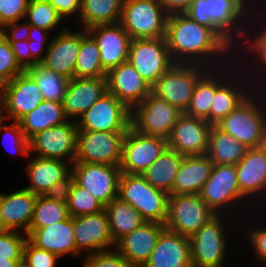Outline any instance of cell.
Instances as JSON below:
<instances>
[{
  "label": "cell",
  "instance_id": "c3c4849f",
  "mask_svg": "<svg viewBox=\"0 0 266 267\" xmlns=\"http://www.w3.org/2000/svg\"><path fill=\"white\" fill-rule=\"evenodd\" d=\"M23 72L24 70L16 61L11 44L0 33V73L12 80Z\"/></svg>",
  "mask_w": 266,
  "mask_h": 267
},
{
  "label": "cell",
  "instance_id": "d590c367",
  "mask_svg": "<svg viewBox=\"0 0 266 267\" xmlns=\"http://www.w3.org/2000/svg\"><path fill=\"white\" fill-rule=\"evenodd\" d=\"M124 0H81L79 20L83 29L121 21Z\"/></svg>",
  "mask_w": 266,
  "mask_h": 267
},
{
  "label": "cell",
  "instance_id": "7a4b0ae2",
  "mask_svg": "<svg viewBox=\"0 0 266 267\" xmlns=\"http://www.w3.org/2000/svg\"><path fill=\"white\" fill-rule=\"evenodd\" d=\"M252 7L254 6L247 0H194L185 14L196 22L212 28L233 50L235 49V54L241 57V54L237 53V50H240L239 45L236 44L238 40L240 44L244 43L241 42L246 32L243 25L248 24L249 19L253 21L252 14L257 15V7Z\"/></svg>",
  "mask_w": 266,
  "mask_h": 267
},
{
  "label": "cell",
  "instance_id": "44dd1931",
  "mask_svg": "<svg viewBox=\"0 0 266 267\" xmlns=\"http://www.w3.org/2000/svg\"><path fill=\"white\" fill-rule=\"evenodd\" d=\"M87 32L97 42L101 65L106 72L128 61L132 39L120 23L95 25Z\"/></svg>",
  "mask_w": 266,
  "mask_h": 267
},
{
  "label": "cell",
  "instance_id": "f907efd6",
  "mask_svg": "<svg viewBox=\"0 0 266 267\" xmlns=\"http://www.w3.org/2000/svg\"><path fill=\"white\" fill-rule=\"evenodd\" d=\"M74 183V174L70 171L65 177L49 187L44 196L51 200L66 203L71 194V189Z\"/></svg>",
  "mask_w": 266,
  "mask_h": 267
},
{
  "label": "cell",
  "instance_id": "7bdbcfd3",
  "mask_svg": "<svg viewBox=\"0 0 266 267\" xmlns=\"http://www.w3.org/2000/svg\"><path fill=\"white\" fill-rule=\"evenodd\" d=\"M27 240V234L21 230L0 232V258L23 261V251Z\"/></svg>",
  "mask_w": 266,
  "mask_h": 267
},
{
  "label": "cell",
  "instance_id": "9f6ffc18",
  "mask_svg": "<svg viewBox=\"0 0 266 267\" xmlns=\"http://www.w3.org/2000/svg\"><path fill=\"white\" fill-rule=\"evenodd\" d=\"M54 8L57 10L58 14L64 18H71L75 14L80 13L81 0H48Z\"/></svg>",
  "mask_w": 266,
  "mask_h": 267
},
{
  "label": "cell",
  "instance_id": "cb8c5ba5",
  "mask_svg": "<svg viewBox=\"0 0 266 267\" xmlns=\"http://www.w3.org/2000/svg\"><path fill=\"white\" fill-rule=\"evenodd\" d=\"M236 169L239 190L248 203L260 195L266 198V145L248 148Z\"/></svg>",
  "mask_w": 266,
  "mask_h": 267
},
{
  "label": "cell",
  "instance_id": "8992f818",
  "mask_svg": "<svg viewBox=\"0 0 266 267\" xmlns=\"http://www.w3.org/2000/svg\"><path fill=\"white\" fill-rule=\"evenodd\" d=\"M199 64L175 63L152 87L151 92L185 113L198 80L208 71Z\"/></svg>",
  "mask_w": 266,
  "mask_h": 267
},
{
  "label": "cell",
  "instance_id": "83f0119b",
  "mask_svg": "<svg viewBox=\"0 0 266 267\" xmlns=\"http://www.w3.org/2000/svg\"><path fill=\"white\" fill-rule=\"evenodd\" d=\"M37 195L28 189H19L10 194L2 193V223L5 230L28 234L33 217ZM24 228V229H23Z\"/></svg>",
  "mask_w": 266,
  "mask_h": 267
},
{
  "label": "cell",
  "instance_id": "f5cc1de1",
  "mask_svg": "<svg viewBox=\"0 0 266 267\" xmlns=\"http://www.w3.org/2000/svg\"><path fill=\"white\" fill-rule=\"evenodd\" d=\"M9 43L11 44L17 63L24 71H27L29 68L38 64L31 57L30 46L28 45L29 40Z\"/></svg>",
  "mask_w": 266,
  "mask_h": 267
},
{
  "label": "cell",
  "instance_id": "f546056e",
  "mask_svg": "<svg viewBox=\"0 0 266 267\" xmlns=\"http://www.w3.org/2000/svg\"><path fill=\"white\" fill-rule=\"evenodd\" d=\"M213 165L207 155L183 157L174 179L173 194H200Z\"/></svg>",
  "mask_w": 266,
  "mask_h": 267
},
{
  "label": "cell",
  "instance_id": "6da1fadb",
  "mask_svg": "<svg viewBox=\"0 0 266 267\" xmlns=\"http://www.w3.org/2000/svg\"><path fill=\"white\" fill-rule=\"evenodd\" d=\"M165 39L175 63L199 64L214 69L228 66L226 61L234 58L230 52L235 50L212 28L196 22L185 13L168 16Z\"/></svg>",
  "mask_w": 266,
  "mask_h": 267
},
{
  "label": "cell",
  "instance_id": "52a82bcc",
  "mask_svg": "<svg viewBox=\"0 0 266 267\" xmlns=\"http://www.w3.org/2000/svg\"><path fill=\"white\" fill-rule=\"evenodd\" d=\"M127 62L151 87L175 64L165 37L132 39Z\"/></svg>",
  "mask_w": 266,
  "mask_h": 267
},
{
  "label": "cell",
  "instance_id": "680465c9",
  "mask_svg": "<svg viewBox=\"0 0 266 267\" xmlns=\"http://www.w3.org/2000/svg\"><path fill=\"white\" fill-rule=\"evenodd\" d=\"M9 84L10 79L6 75L0 73V103H2L6 96V92L9 89Z\"/></svg>",
  "mask_w": 266,
  "mask_h": 267
},
{
  "label": "cell",
  "instance_id": "ab89813d",
  "mask_svg": "<svg viewBox=\"0 0 266 267\" xmlns=\"http://www.w3.org/2000/svg\"><path fill=\"white\" fill-rule=\"evenodd\" d=\"M66 203L37 195L30 230H36L69 218Z\"/></svg>",
  "mask_w": 266,
  "mask_h": 267
},
{
  "label": "cell",
  "instance_id": "7402d4cb",
  "mask_svg": "<svg viewBox=\"0 0 266 267\" xmlns=\"http://www.w3.org/2000/svg\"><path fill=\"white\" fill-rule=\"evenodd\" d=\"M42 101L44 99L35 80L24 71L10 80L9 89L2 101V117L5 120L18 121L38 107Z\"/></svg>",
  "mask_w": 266,
  "mask_h": 267
},
{
  "label": "cell",
  "instance_id": "94428289",
  "mask_svg": "<svg viewBox=\"0 0 266 267\" xmlns=\"http://www.w3.org/2000/svg\"><path fill=\"white\" fill-rule=\"evenodd\" d=\"M1 207H2V193L0 194V232H3L5 231V229L2 223Z\"/></svg>",
  "mask_w": 266,
  "mask_h": 267
},
{
  "label": "cell",
  "instance_id": "2e32d148",
  "mask_svg": "<svg viewBox=\"0 0 266 267\" xmlns=\"http://www.w3.org/2000/svg\"><path fill=\"white\" fill-rule=\"evenodd\" d=\"M71 167L75 182L104 206L118 197L122 174L119 165L73 163Z\"/></svg>",
  "mask_w": 266,
  "mask_h": 267
},
{
  "label": "cell",
  "instance_id": "11a10c76",
  "mask_svg": "<svg viewBox=\"0 0 266 267\" xmlns=\"http://www.w3.org/2000/svg\"><path fill=\"white\" fill-rule=\"evenodd\" d=\"M29 31H30V24L24 22L22 25L19 24V21L7 24L3 28H1V33L8 42H18V41L28 40Z\"/></svg>",
  "mask_w": 266,
  "mask_h": 267
},
{
  "label": "cell",
  "instance_id": "3957f363",
  "mask_svg": "<svg viewBox=\"0 0 266 267\" xmlns=\"http://www.w3.org/2000/svg\"><path fill=\"white\" fill-rule=\"evenodd\" d=\"M254 89L253 93L216 125L247 148L266 145V99H263L266 95L260 98L255 92L256 98Z\"/></svg>",
  "mask_w": 266,
  "mask_h": 267
},
{
  "label": "cell",
  "instance_id": "7c38bea8",
  "mask_svg": "<svg viewBox=\"0 0 266 267\" xmlns=\"http://www.w3.org/2000/svg\"><path fill=\"white\" fill-rule=\"evenodd\" d=\"M125 134L78 130L74 163L120 165Z\"/></svg>",
  "mask_w": 266,
  "mask_h": 267
},
{
  "label": "cell",
  "instance_id": "ac0fdd59",
  "mask_svg": "<svg viewBox=\"0 0 266 267\" xmlns=\"http://www.w3.org/2000/svg\"><path fill=\"white\" fill-rule=\"evenodd\" d=\"M74 238L77 257L82 255L84 250L86 256V253L88 255L115 247L105 210L96 214L74 217ZM88 250L90 252H87Z\"/></svg>",
  "mask_w": 266,
  "mask_h": 267
},
{
  "label": "cell",
  "instance_id": "8d00e7d4",
  "mask_svg": "<svg viewBox=\"0 0 266 267\" xmlns=\"http://www.w3.org/2000/svg\"><path fill=\"white\" fill-rule=\"evenodd\" d=\"M248 148L230 134L212 126L209 136L207 156L216 165H236L245 155Z\"/></svg>",
  "mask_w": 266,
  "mask_h": 267
},
{
  "label": "cell",
  "instance_id": "5bb4252c",
  "mask_svg": "<svg viewBox=\"0 0 266 267\" xmlns=\"http://www.w3.org/2000/svg\"><path fill=\"white\" fill-rule=\"evenodd\" d=\"M167 148V139L142 134L130 126L123 140L121 173L142 174Z\"/></svg>",
  "mask_w": 266,
  "mask_h": 267
},
{
  "label": "cell",
  "instance_id": "6125c7cd",
  "mask_svg": "<svg viewBox=\"0 0 266 267\" xmlns=\"http://www.w3.org/2000/svg\"><path fill=\"white\" fill-rule=\"evenodd\" d=\"M15 267H27V265L22 261L18 263Z\"/></svg>",
  "mask_w": 266,
  "mask_h": 267
},
{
  "label": "cell",
  "instance_id": "5b68a950",
  "mask_svg": "<svg viewBox=\"0 0 266 267\" xmlns=\"http://www.w3.org/2000/svg\"><path fill=\"white\" fill-rule=\"evenodd\" d=\"M168 16L159 0H124L120 24L131 39L164 38Z\"/></svg>",
  "mask_w": 266,
  "mask_h": 267
},
{
  "label": "cell",
  "instance_id": "d4e9b609",
  "mask_svg": "<svg viewBox=\"0 0 266 267\" xmlns=\"http://www.w3.org/2000/svg\"><path fill=\"white\" fill-rule=\"evenodd\" d=\"M165 224L146 222L121 238L115 249L133 266L144 267L150 259Z\"/></svg>",
  "mask_w": 266,
  "mask_h": 267
},
{
  "label": "cell",
  "instance_id": "4dcf8cb0",
  "mask_svg": "<svg viewBox=\"0 0 266 267\" xmlns=\"http://www.w3.org/2000/svg\"><path fill=\"white\" fill-rule=\"evenodd\" d=\"M67 161L33 157L26 164V173L30 184L25 189L36 195H44L57 181L65 177L71 170Z\"/></svg>",
  "mask_w": 266,
  "mask_h": 267
},
{
  "label": "cell",
  "instance_id": "484cf974",
  "mask_svg": "<svg viewBox=\"0 0 266 267\" xmlns=\"http://www.w3.org/2000/svg\"><path fill=\"white\" fill-rule=\"evenodd\" d=\"M144 267H193L189 237L164 228Z\"/></svg>",
  "mask_w": 266,
  "mask_h": 267
},
{
  "label": "cell",
  "instance_id": "4316f807",
  "mask_svg": "<svg viewBox=\"0 0 266 267\" xmlns=\"http://www.w3.org/2000/svg\"><path fill=\"white\" fill-rule=\"evenodd\" d=\"M27 236L33 245L57 255L59 258L66 254L77 256L74 217L36 230H29Z\"/></svg>",
  "mask_w": 266,
  "mask_h": 267
},
{
  "label": "cell",
  "instance_id": "91938a15",
  "mask_svg": "<svg viewBox=\"0 0 266 267\" xmlns=\"http://www.w3.org/2000/svg\"><path fill=\"white\" fill-rule=\"evenodd\" d=\"M22 261H13L7 258H0V267H15Z\"/></svg>",
  "mask_w": 266,
  "mask_h": 267
},
{
  "label": "cell",
  "instance_id": "d6986e66",
  "mask_svg": "<svg viewBox=\"0 0 266 267\" xmlns=\"http://www.w3.org/2000/svg\"><path fill=\"white\" fill-rule=\"evenodd\" d=\"M47 43L43 66L61 74L67 79L74 78L75 65L80 50L81 30L64 28Z\"/></svg>",
  "mask_w": 266,
  "mask_h": 267
},
{
  "label": "cell",
  "instance_id": "d6a6232c",
  "mask_svg": "<svg viewBox=\"0 0 266 267\" xmlns=\"http://www.w3.org/2000/svg\"><path fill=\"white\" fill-rule=\"evenodd\" d=\"M63 103L42 101L33 111L18 120L20 127L29 140L36 133L67 122Z\"/></svg>",
  "mask_w": 266,
  "mask_h": 267
},
{
  "label": "cell",
  "instance_id": "1f68e13d",
  "mask_svg": "<svg viewBox=\"0 0 266 267\" xmlns=\"http://www.w3.org/2000/svg\"><path fill=\"white\" fill-rule=\"evenodd\" d=\"M236 72L240 71H235V75L233 77L230 76L216 90L212 106L210 108L211 125H217L223 118L228 116L236 107H238L251 94V92H253L252 90L250 91V89L253 88V85L247 87L248 84L246 81L242 80L244 77L240 79V75H238L237 79L240 80V83L241 81L245 83H238L239 81L235 77L237 76Z\"/></svg>",
  "mask_w": 266,
  "mask_h": 267
},
{
  "label": "cell",
  "instance_id": "4fadbf2b",
  "mask_svg": "<svg viewBox=\"0 0 266 267\" xmlns=\"http://www.w3.org/2000/svg\"><path fill=\"white\" fill-rule=\"evenodd\" d=\"M200 196L217 215L223 214L222 210H230L229 208H232L231 211L235 207L240 209L238 205L246 203L247 199L239 190L236 165L214 164Z\"/></svg>",
  "mask_w": 266,
  "mask_h": 267
},
{
  "label": "cell",
  "instance_id": "816d5d0a",
  "mask_svg": "<svg viewBox=\"0 0 266 267\" xmlns=\"http://www.w3.org/2000/svg\"><path fill=\"white\" fill-rule=\"evenodd\" d=\"M48 34L49 31L30 25V31L28 34V45L30 46L31 57L37 63H41L45 58V55H42L41 52L43 50L45 41L48 40Z\"/></svg>",
  "mask_w": 266,
  "mask_h": 267
},
{
  "label": "cell",
  "instance_id": "7dc6e473",
  "mask_svg": "<svg viewBox=\"0 0 266 267\" xmlns=\"http://www.w3.org/2000/svg\"><path fill=\"white\" fill-rule=\"evenodd\" d=\"M30 0H0V29L25 18Z\"/></svg>",
  "mask_w": 266,
  "mask_h": 267
},
{
  "label": "cell",
  "instance_id": "60d3db41",
  "mask_svg": "<svg viewBox=\"0 0 266 267\" xmlns=\"http://www.w3.org/2000/svg\"><path fill=\"white\" fill-rule=\"evenodd\" d=\"M24 19L30 25L49 32L63 20L48 0H30Z\"/></svg>",
  "mask_w": 266,
  "mask_h": 267
},
{
  "label": "cell",
  "instance_id": "30bf717a",
  "mask_svg": "<svg viewBox=\"0 0 266 267\" xmlns=\"http://www.w3.org/2000/svg\"><path fill=\"white\" fill-rule=\"evenodd\" d=\"M78 124L75 120L45 129L29 139V155L75 162ZM67 158V159H66Z\"/></svg>",
  "mask_w": 266,
  "mask_h": 267
},
{
  "label": "cell",
  "instance_id": "ba28073f",
  "mask_svg": "<svg viewBox=\"0 0 266 267\" xmlns=\"http://www.w3.org/2000/svg\"><path fill=\"white\" fill-rule=\"evenodd\" d=\"M216 215L200 194H170L165 228L190 237Z\"/></svg>",
  "mask_w": 266,
  "mask_h": 267
},
{
  "label": "cell",
  "instance_id": "277c9868",
  "mask_svg": "<svg viewBox=\"0 0 266 267\" xmlns=\"http://www.w3.org/2000/svg\"><path fill=\"white\" fill-rule=\"evenodd\" d=\"M118 197L134 207L147 222L166 223L169 194L153 187L142 174L122 173Z\"/></svg>",
  "mask_w": 266,
  "mask_h": 267
},
{
  "label": "cell",
  "instance_id": "e0dca14e",
  "mask_svg": "<svg viewBox=\"0 0 266 267\" xmlns=\"http://www.w3.org/2000/svg\"><path fill=\"white\" fill-rule=\"evenodd\" d=\"M212 126L205 119L183 113L167 139L168 148L184 157L206 155Z\"/></svg>",
  "mask_w": 266,
  "mask_h": 267
},
{
  "label": "cell",
  "instance_id": "836d02e7",
  "mask_svg": "<svg viewBox=\"0 0 266 267\" xmlns=\"http://www.w3.org/2000/svg\"><path fill=\"white\" fill-rule=\"evenodd\" d=\"M105 212L115 245L121 238L147 222L134 207L120 197L114 198L107 204Z\"/></svg>",
  "mask_w": 266,
  "mask_h": 267
},
{
  "label": "cell",
  "instance_id": "e575fe53",
  "mask_svg": "<svg viewBox=\"0 0 266 267\" xmlns=\"http://www.w3.org/2000/svg\"><path fill=\"white\" fill-rule=\"evenodd\" d=\"M184 156L167 148L143 173L145 179L155 188L173 194L175 176Z\"/></svg>",
  "mask_w": 266,
  "mask_h": 267
},
{
  "label": "cell",
  "instance_id": "be15d7a7",
  "mask_svg": "<svg viewBox=\"0 0 266 267\" xmlns=\"http://www.w3.org/2000/svg\"><path fill=\"white\" fill-rule=\"evenodd\" d=\"M3 119L2 117V103H0V121Z\"/></svg>",
  "mask_w": 266,
  "mask_h": 267
},
{
  "label": "cell",
  "instance_id": "e7e4bbea",
  "mask_svg": "<svg viewBox=\"0 0 266 267\" xmlns=\"http://www.w3.org/2000/svg\"><path fill=\"white\" fill-rule=\"evenodd\" d=\"M250 4H251V6H252V3H253V1L252 0H247Z\"/></svg>",
  "mask_w": 266,
  "mask_h": 267
},
{
  "label": "cell",
  "instance_id": "9c48e42d",
  "mask_svg": "<svg viewBox=\"0 0 266 267\" xmlns=\"http://www.w3.org/2000/svg\"><path fill=\"white\" fill-rule=\"evenodd\" d=\"M182 114L177 107L151 92L131 111V126L142 134L168 139Z\"/></svg>",
  "mask_w": 266,
  "mask_h": 267
},
{
  "label": "cell",
  "instance_id": "f35d334b",
  "mask_svg": "<svg viewBox=\"0 0 266 267\" xmlns=\"http://www.w3.org/2000/svg\"><path fill=\"white\" fill-rule=\"evenodd\" d=\"M36 82L44 100L63 102L69 79L57 74L41 63L26 71Z\"/></svg>",
  "mask_w": 266,
  "mask_h": 267
},
{
  "label": "cell",
  "instance_id": "ffe728a7",
  "mask_svg": "<svg viewBox=\"0 0 266 267\" xmlns=\"http://www.w3.org/2000/svg\"><path fill=\"white\" fill-rule=\"evenodd\" d=\"M107 91L113 94L130 111L150 93L151 86L129 62L110 69L106 74Z\"/></svg>",
  "mask_w": 266,
  "mask_h": 267
},
{
  "label": "cell",
  "instance_id": "db71d44e",
  "mask_svg": "<svg viewBox=\"0 0 266 267\" xmlns=\"http://www.w3.org/2000/svg\"><path fill=\"white\" fill-rule=\"evenodd\" d=\"M248 233V238L251 240V244L253 245V250L255 253L256 259L261 262L266 263V228H256L251 229Z\"/></svg>",
  "mask_w": 266,
  "mask_h": 267
},
{
  "label": "cell",
  "instance_id": "bcb514c9",
  "mask_svg": "<svg viewBox=\"0 0 266 267\" xmlns=\"http://www.w3.org/2000/svg\"><path fill=\"white\" fill-rule=\"evenodd\" d=\"M58 259L60 258L57 255L36 247L29 240L26 241L23 262L27 267H55Z\"/></svg>",
  "mask_w": 266,
  "mask_h": 267
},
{
  "label": "cell",
  "instance_id": "8fae6325",
  "mask_svg": "<svg viewBox=\"0 0 266 267\" xmlns=\"http://www.w3.org/2000/svg\"><path fill=\"white\" fill-rule=\"evenodd\" d=\"M223 218L216 215L189 237L193 267H223L228 247Z\"/></svg>",
  "mask_w": 266,
  "mask_h": 267
},
{
  "label": "cell",
  "instance_id": "9a60e30c",
  "mask_svg": "<svg viewBox=\"0 0 266 267\" xmlns=\"http://www.w3.org/2000/svg\"><path fill=\"white\" fill-rule=\"evenodd\" d=\"M79 130L127 132L131 111L107 91L77 121Z\"/></svg>",
  "mask_w": 266,
  "mask_h": 267
},
{
  "label": "cell",
  "instance_id": "ee69618b",
  "mask_svg": "<svg viewBox=\"0 0 266 267\" xmlns=\"http://www.w3.org/2000/svg\"><path fill=\"white\" fill-rule=\"evenodd\" d=\"M4 121H6L4 118L0 121V130H5L4 131V135L3 136V145L6 146V149L8 152H13L14 154H22L24 156H26L27 158H29V140L25 137L20 124L18 121H12L13 123L10 124L9 126L6 125L4 123ZM9 136L10 140L7 143L12 142V150L9 148L8 149V145L6 143V138ZM9 140V139H8ZM6 145H5V144ZM14 149V150H13Z\"/></svg>",
  "mask_w": 266,
  "mask_h": 267
},
{
  "label": "cell",
  "instance_id": "74e56055",
  "mask_svg": "<svg viewBox=\"0 0 266 267\" xmlns=\"http://www.w3.org/2000/svg\"><path fill=\"white\" fill-rule=\"evenodd\" d=\"M106 74L107 72L101 65L100 50L97 42L86 29L81 30V44L75 65L74 77H106Z\"/></svg>",
  "mask_w": 266,
  "mask_h": 267
},
{
  "label": "cell",
  "instance_id": "b9f144b4",
  "mask_svg": "<svg viewBox=\"0 0 266 267\" xmlns=\"http://www.w3.org/2000/svg\"><path fill=\"white\" fill-rule=\"evenodd\" d=\"M66 204L70 217L96 214L105 210V206L97 198L76 182Z\"/></svg>",
  "mask_w": 266,
  "mask_h": 267
},
{
  "label": "cell",
  "instance_id": "681fc988",
  "mask_svg": "<svg viewBox=\"0 0 266 267\" xmlns=\"http://www.w3.org/2000/svg\"><path fill=\"white\" fill-rule=\"evenodd\" d=\"M265 24H264V26L262 25V29L258 27V29H260L259 30L260 33L258 32V33H256V35H255V33H253L254 34L253 38L250 37L251 32L247 31V30H249L247 28L251 29V27L250 26L246 27V32H245V36H244L246 39L245 38L243 39L245 44L242 45L245 50L246 49L248 50L246 52H249V53L253 52L252 53V54H254L253 56H256V57H253L256 60L254 62L258 61L261 65L262 64L264 65V67L263 66L261 67V69L263 68L262 72L264 69H266L265 68V66H266V25ZM245 40H247V41H245ZM244 45H246V46H244Z\"/></svg>",
  "mask_w": 266,
  "mask_h": 267
},
{
  "label": "cell",
  "instance_id": "603a6c76",
  "mask_svg": "<svg viewBox=\"0 0 266 267\" xmlns=\"http://www.w3.org/2000/svg\"><path fill=\"white\" fill-rule=\"evenodd\" d=\"M106 92V77L69 79L62 102L65 115L69 120L78 121Z\"/></svg>",
  "mask_w": 266,
  "mask_h": 267
},
{
  "label": "cell",
  "instance_id": "6f0895ef",
  "mask_svg": "<svg viewBox=\"0 0 266 267\" xmlns=\"http://www.w3.org/2000/svg\"><path fill=\"white\" fill-rule=\"evenodd\" d=\"M194 0H159L166 12L171 15L185 13Z\"/></svg>",
  "mask_w": 266,
  "mask_h": 267
},
{
  "label": "cell",
  "instance_id": "f6af8a7d",
  "mask_svg": "<svg viewBox=\"0 0 266 267\" xmlns=\"http://www.w3.org/2000/svg\"><path fill=\"white\" fill-rule=\"evenodd\" d=\"M82 267H133L115 248L88 254Z\"/></svg>",
  "mask_w": 266,
  "mask_h": 267
},
{
  "label": "cell",
  "instance_id": "f1b7e54d",
  "mask_svg": "<svg viewBox=\"0 0 266 267\" xmlns=\"http://www.w3.org/2000/svg\"><path fill=\"white\" fill-rule=\"evenodd\" d=\"M225 67L227 68V66H224L223 69L222 67L219 69H208V71L198 80L185 112L186 115L202 118L210 123V108L216 90L230 77L229 75L232 76L233 73L231 70L232 67L229 68V70Z\"/></svg>",
  "mask_w": 266,
  "mask_h": 267
}]
</instances>
